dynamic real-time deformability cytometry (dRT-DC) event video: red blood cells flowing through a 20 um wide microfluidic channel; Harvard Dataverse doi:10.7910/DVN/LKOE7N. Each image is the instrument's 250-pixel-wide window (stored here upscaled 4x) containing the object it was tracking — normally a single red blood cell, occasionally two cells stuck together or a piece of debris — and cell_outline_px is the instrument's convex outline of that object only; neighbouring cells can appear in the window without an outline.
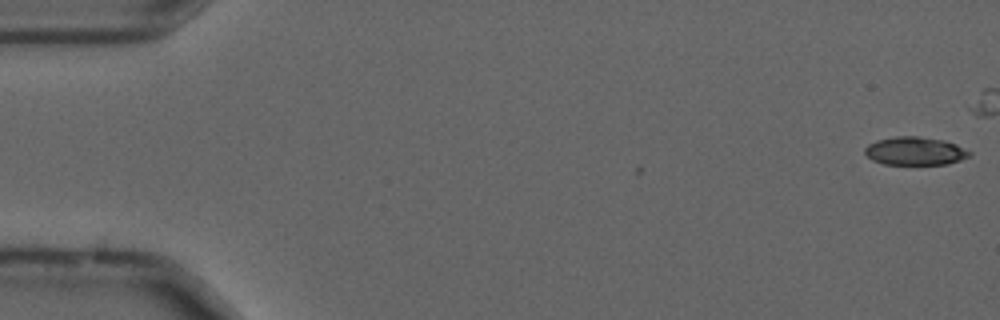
{"species": "common noctule bat (a hibernating species)", "species_latin": "Nyctalus noctula", "temperature_condition": "cold", "stored_images_in_passage": 3, "camera_frame_rate_fps": 3000, "um_per_image_px": 0.085, "animal": {"sex": "male", "forearm_length_mm": 52.5}, "frame": {"image": 1, "passage_image": 1, "time_ms": 0.0, "image_size_px": [1000, 320], "cell_outline_px": [[972, 156], [948, 164], [884, 164], [872, 160], [864, 152], [864, 148], [868, 144], [876, 140], [896, 136], [920, 136], [944, 140], [956, 144], [972, 152]], "centroid_in_image_um": [77.79, 12.83], "position_along_channel_um": 7.2, "area_um2": 17.34}}